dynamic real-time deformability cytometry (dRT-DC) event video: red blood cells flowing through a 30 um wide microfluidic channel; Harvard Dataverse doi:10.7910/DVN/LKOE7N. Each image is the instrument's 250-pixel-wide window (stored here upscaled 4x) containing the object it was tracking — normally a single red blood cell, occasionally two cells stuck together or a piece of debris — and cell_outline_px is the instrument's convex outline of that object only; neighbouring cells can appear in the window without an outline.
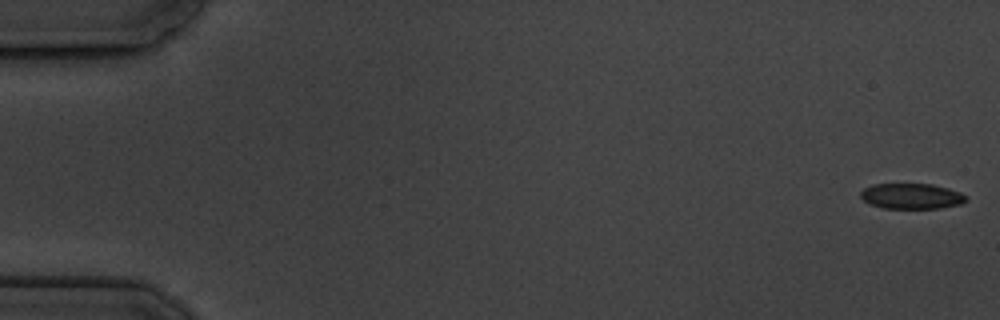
{"species": "common noctule bat (a hibernating species)", "species_latin": "Nyctalus noctula", "temperature_condition": "cold", "stored_images_in_passage": 9, "camera_frame_rate_fps": 3000, "um_per_image_px": 0.085, "animal": {"sex": "male", "body_mass_g": 19.5, "forearm_length_mm": 54.6}, "frame": {"image": 1, "passage_image": 1, "time_ms": 0.0, "image_size_px": [1000, 320], "cell_outline_px": [[968, 200], [960, 204], [940, 208], [884, 208], [868, 204], [860, 196], [860, 192], [864, 188], [872, 184], [932, 184], [948, 188], [960, 192], [968, 196]], "centroid_in_image_um": [77.48, 16.67], "position_along_channel_um": 7.5, "area_um2": 15.78}}
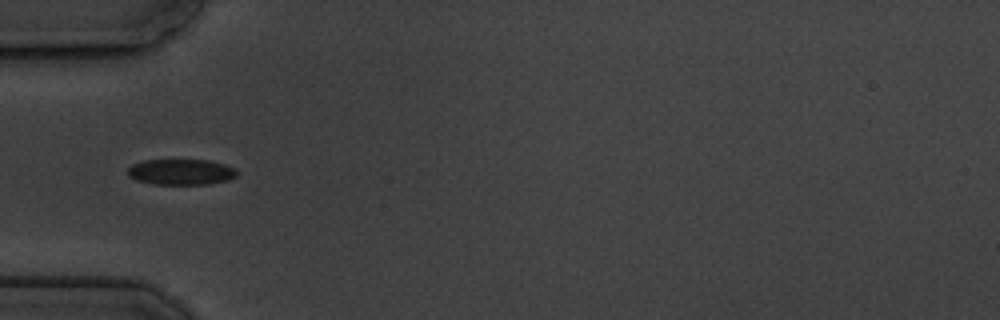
{"frame": {"image": 2, "passage_image": 6, "time_ms": 6.0, "image_size_px": [1000, 320], "cell_outline_px": [[236, 176], [228, 180], [208, 184], [152, 184], [136, 180], [128, 176], [128, 168], [132, 164], [144, 160], [208, 160], [224, 164], [236, 168]], "centroid_in_image_um": [15.37, 14.61], "position_along_channel_um": 69.6, "area_um2": 16.42}}
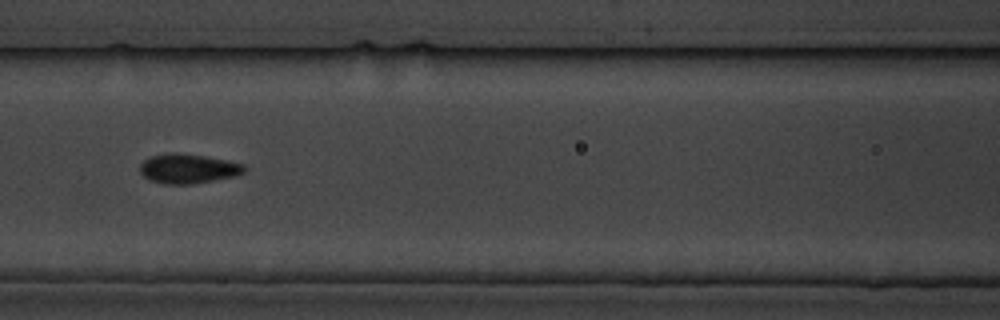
{"frame": {"image": 3, "passage_image": 8, "time_ms": 8.333, "image_size_px": [1000, 320], "cell_outline_px": [[244, 172], [236, 176], [192, 184], [164, 184], [148, 180], [140, 172], [140, 164], [144, 160], [152, 156], [176, 152], [204, 156], [228, 160], [244, 164]], "centroid_in_image_um": [15.98, 14.34], "position_along_channel_um": 150.6, "area_um2": 17.92}}